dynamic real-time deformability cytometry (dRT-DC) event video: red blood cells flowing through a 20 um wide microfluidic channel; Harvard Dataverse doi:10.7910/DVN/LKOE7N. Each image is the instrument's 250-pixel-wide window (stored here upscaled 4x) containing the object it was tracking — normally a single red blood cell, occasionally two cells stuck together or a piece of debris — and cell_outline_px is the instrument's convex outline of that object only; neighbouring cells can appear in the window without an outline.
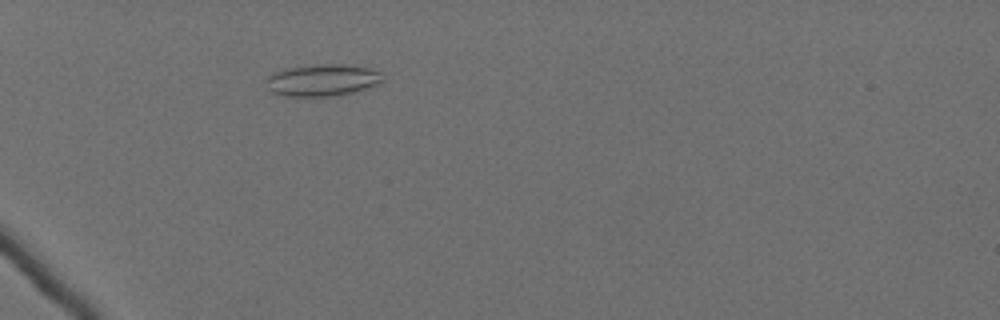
{"species": "Egyptian fruit bat (a non-hibernating species)", "species_latin": "Rousettus aegyptiacus", "temperature_condition": "cold", "stored_images_in_passage": 62, "camera_frame_rate_fps": 3000, "um_per_image_px": 0.085, "animal": {"sex": "female"}, "frame": {"image": 1, "passage_image": 23, "time_ms": 7.333, "image_size_px": [1000, 320], "cell_outline_px": [[384, 80], [380, 84], [352, 92], [332, 96], [288, 96], [272, 92], [268, 88], [268, 76], [276, 72], [292, 68], [324, 64], [344, 64], [368, 68], [380, 72]], "centroid_in_image_um": [27.47, 6.82], "position_along_channel_um": 57.5, "area_um2": 21.15}}
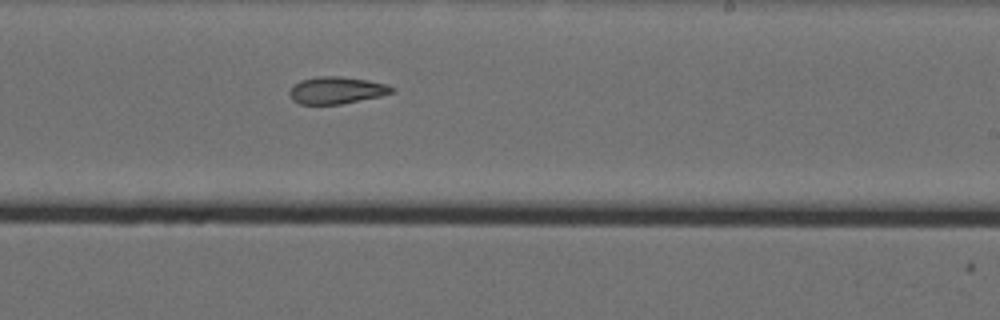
{"frame": {"image": 2, "passage_image": 42, "time_ms": 13.667, "image_size_px": [1000, 320], "cell_outline_px": [[392, 92], [380, 96], [340, 104], [300, 104], [292, 100], [288, 92], [292, 84], [300, 80], [316, 76], [340, 76], [368, 80], [388, 84], [392, 88]], "centroid_in_image_um": [28.54, 7.66], "position_along_channel_um": 260.5, "area_um2": 16.18}}
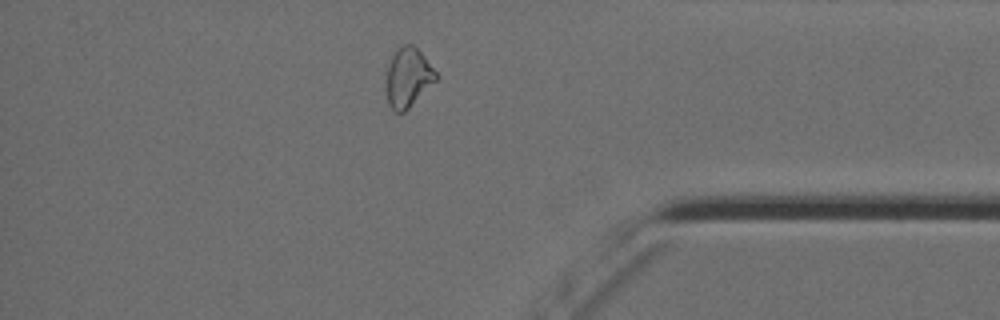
{"frame": {"image": 3, "passage_image": 55, "time_ms": 18.0, "image_size_px": [1000, 320], "cell_outline_px": [[436, 80], [404, 112], [392, 112], [388, 104], [388, 64], [392, 56], [404, 44], [412, 44], [424, 56], [436, 72]], "centroid_in_image_um": [34.69, 6.6], "position_along_channel_um": 400.5, "area_um2": 16.53}, "authors_computed_cell_mechanics": {"area_um2": 19.3341, "velocity_mm_per_s": 3.5595, "shape_relaxation_time_tau1_ms": null, "shape_relaxation_time_tau2_ms": 4.9027, "deformation_change_tau1": null, "deformation_change_tau2": 0.121}}